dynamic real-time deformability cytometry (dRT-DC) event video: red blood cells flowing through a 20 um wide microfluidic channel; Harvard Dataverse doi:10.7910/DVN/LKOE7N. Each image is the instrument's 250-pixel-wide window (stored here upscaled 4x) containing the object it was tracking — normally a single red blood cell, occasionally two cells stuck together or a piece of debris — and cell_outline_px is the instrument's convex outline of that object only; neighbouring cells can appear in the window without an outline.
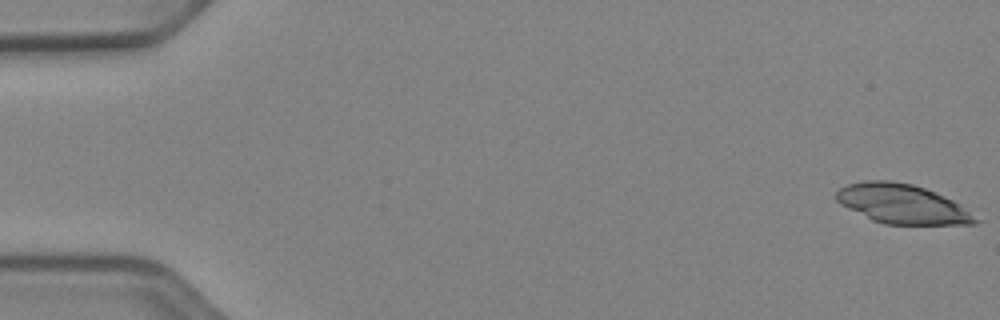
{"species": "Egyptian fruit bat (a non-hibernating species)", "species_latin": "Rousettus aegyptiacus", "temperature_condition": "cold", "stored_images_in_passage": 23, "camera_frame_rate_fps": 3000, "um_per_image_px": 0.085, "animal": {"sex": "female"}, "frame": {"image": 1, "passage_image": 1, "time_ms": 0.0, "image_size_px": [1000, 320], "cell_outline_px": [[980, 220], [976, 224], [884, 224], [872, 220], [840, 204], [836, 200], [836, 192], [840, 188], [848, 184], [864, 180], [892, 180], [912, 184], [936, 192], [960, 204]], "centroid_in_image_um": [76.68, 17.33], "position_along_channel_um": 8.3, "area_um2": 31.85}}
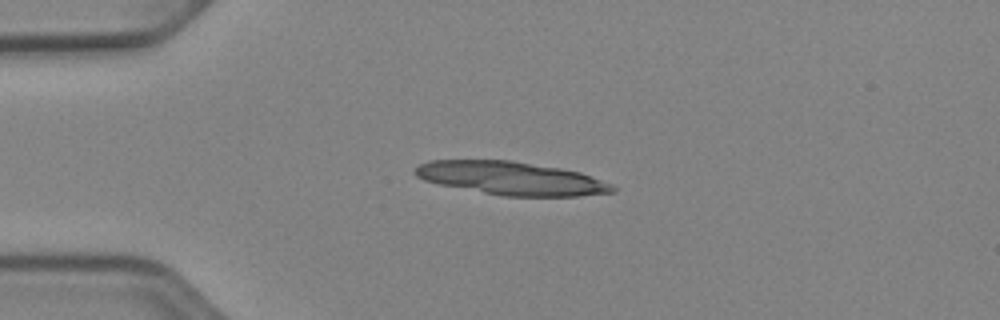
{"frame": {"image": 2, "passage_image": 13, "time_ms": 4.0, "image_size_px": [1000, 320], "cell_outline_px": [[616, 192], [576, 196], [504, 196], [440, 184], [424, 180], [416, 176], [412, 172], [420, 164], [428, 160], [508, 160], [560, 168], [580, 172], [612, 184], [616, 188]], "centroid_in_image_um": [43.46, 15.15], "position_along_channel_um": 41.5, "area_um2": 37.97}}
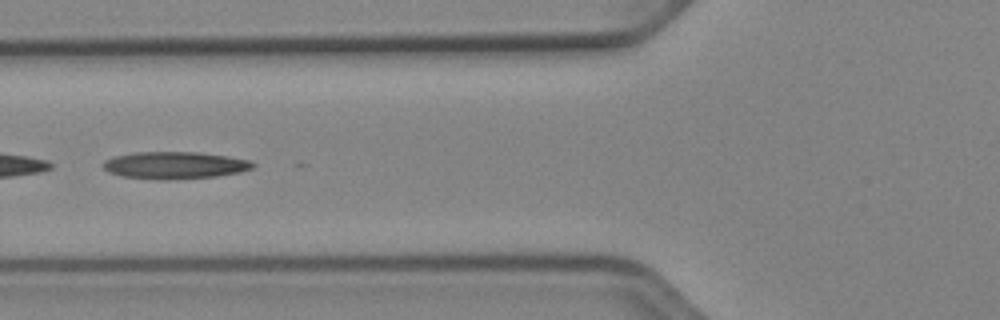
{"frame": {"image": 3, "passage_image": 21, "time_ms": 6.667, "image_size_px": [1000, 320], "cell_outline_px": [[256, 164], [252, 168], [240, 172], [216, 176], [168, 180], [156, 180], [120, 176], [108, 172], [100, 164], [104, 160], [116, 156], [136, 152], [196, 152], [252, 160]], "centroid_in_image_um": [14.82, 14.05], "position_along_channel_um": 111.0, "area_um2": 23.81}}